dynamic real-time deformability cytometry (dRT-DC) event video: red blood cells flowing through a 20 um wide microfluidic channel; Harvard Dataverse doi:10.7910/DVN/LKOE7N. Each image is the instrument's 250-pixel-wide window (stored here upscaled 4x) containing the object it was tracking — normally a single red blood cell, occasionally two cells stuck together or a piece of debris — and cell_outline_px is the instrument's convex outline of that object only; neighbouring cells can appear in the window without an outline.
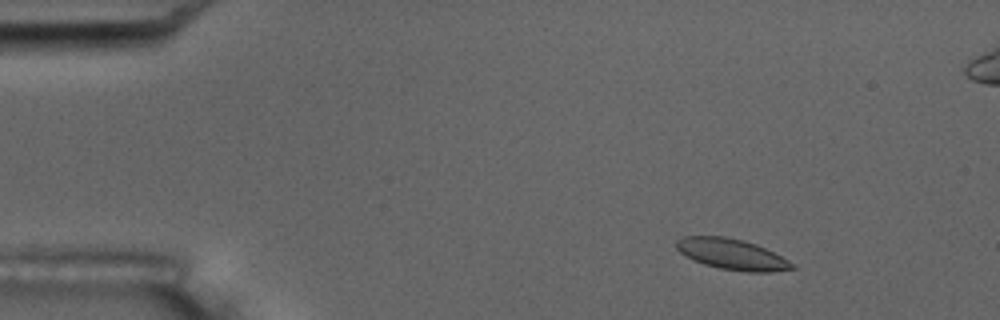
{"species": "common noctule bat (a hibernating species)", "species_latin": "Nyctalus noctula", "temperature_condition": "room temperature", "stored_images_in_passage": 8, "camera_frame_rate_fps": 3000, "um_per_image_px": 0.085, "animal": {"sex": "male", "body_mass_g": 17.5, "forearm_length_mm": 52.3}, "frame": {"image": 1, "passage_image": 2, "time_ms": 1.0, "image_size_px": [1000, 320], "cell_outline_px": [[796, 268], [772, 272], [748, 272], [720, 268], [704, 264], [692, 260], [680, 252], [676, 248], [676, 240], [684, 236], [724, 236], [744, 240], [756, 244], [796, 264]], "centroid_in_image_um": [62.21, 21.61], "position_along_channel_um": 22.8, "area_um2": 20.75}}
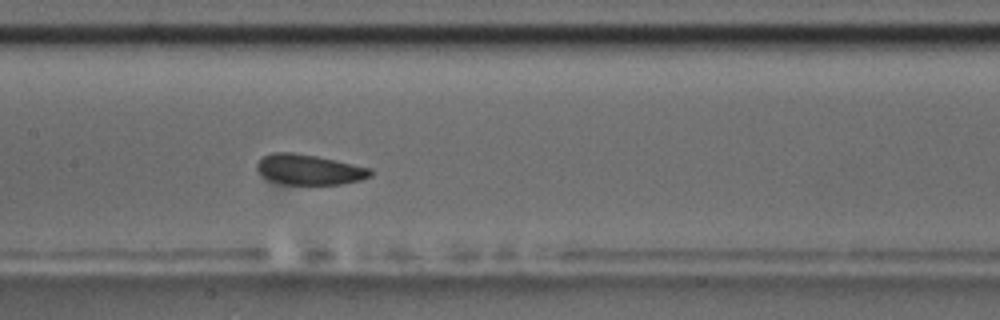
{"frame": {"image": 2, "passage_image": 8, "time_ms": 8.0, "image_size_px": [1000, 320], "cell_outline_px": [[372, 176], [360, 180], [340, 184], [284, 184], [268, 180], [256, 168], [256, 164], [264, 156], [272, 152], [296, 152], [316, 156], [372, 168]], "centroid_in_image_um": [26.29, 14.41], "position_along_channel_um": 181.1, "area_um2": 20.0}}